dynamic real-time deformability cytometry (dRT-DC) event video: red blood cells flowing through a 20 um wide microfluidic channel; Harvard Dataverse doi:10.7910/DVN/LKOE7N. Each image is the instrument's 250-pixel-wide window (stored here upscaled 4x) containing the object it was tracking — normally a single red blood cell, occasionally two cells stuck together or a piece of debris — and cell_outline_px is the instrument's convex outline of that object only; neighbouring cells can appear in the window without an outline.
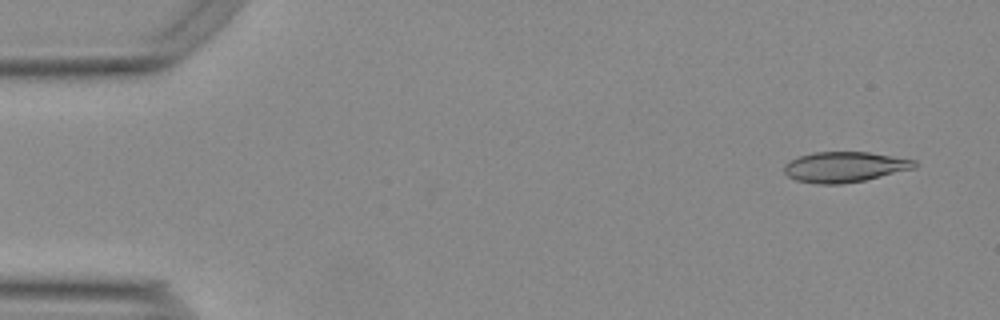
{"species": "Egyptian fruit bat (a non-hibernating species)", "species_latin": "Rousettus aegyptiacus", "temperature_condition": "warm", "stored_images_in_passage": 53, "camera_frame_rate_fps": 3000, "um_per_image_px": 0.085, "animal": {"sex": "female"}, "frame": {"image": 1, "passage_image": 3, "time_ms": 0.667, "image_size_px": [1000, 320], "cell_outline_px": [[920, 164], [916, 168], [864, 180], [844, 184], [816, 184], [796, 180], [788, 176], [784, 172], [784, 164], [800, 156], [812, 152], [868, 152], [916, 160]], "centroid_in_image_um": [71.82, 14.19], "position_along_channel_um": 13.2, "area_um2": 23.18}}
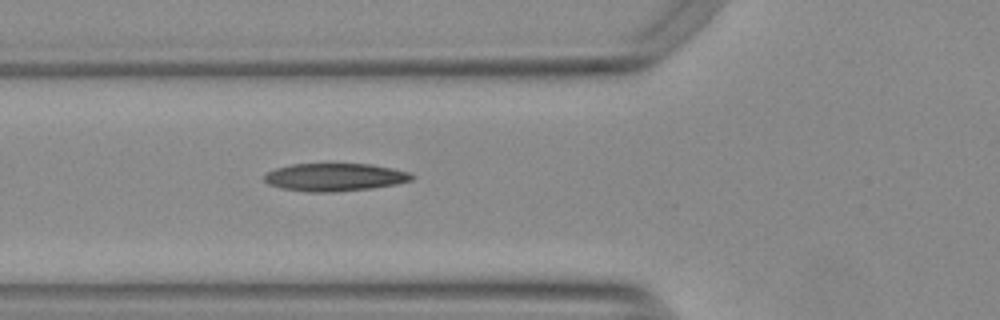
{"frame": {"image": 2, "passage_image": 19, "time_ms": 6.0, "image_size_px": [1000, 320], "cell_outline_px": [[416, 176], [412, 180], [396, 184], [372, 188], [336, 192], [304, 192], [280, 188], [268, 184], [264, 180], [264, 176], [268, 172], [276, 168], [292, 164], [372, 164], [392, 168], [408, 172]], "centroid_in_image_um": [28.45, 15.07], "position_along_channel_um": 97.3, "area_um2": 24.04}}
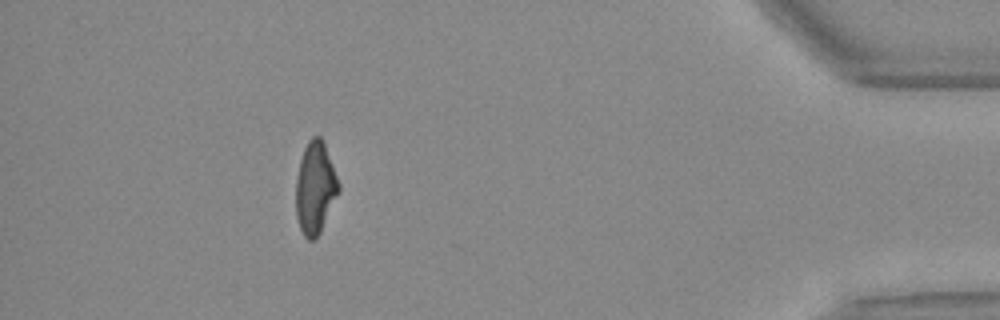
{"frame": {"image": 3, "passage_image": 48, "time_ms": 15.667, "image_size_px": [1000, 320], "cell_outline_px": [[340, 192], [316, 240], [308, 240], [304, 236], [300, 228], [296, 216], [296, 180], [300, 160], [304, 148], [308, 140], [312, 136], [320, 136], [324, 144], [340, 184]], "centroid_in_image_um": [26.79, 16.0], "position_along_channel_um": 408.4, "area_um2": 22.95}, "authors_computed_cell_mechanics": {"area_um2": 23.3512, "velocity_mm_per_s": 3.7813, "shape_relaxation_time_tau1_ms": 9.0354, "shape_relaxation_time_tau2_ms": 2.3537, "deformation_change_tau1": 0.2518, "deformation_change_tau2": 0.1157}}